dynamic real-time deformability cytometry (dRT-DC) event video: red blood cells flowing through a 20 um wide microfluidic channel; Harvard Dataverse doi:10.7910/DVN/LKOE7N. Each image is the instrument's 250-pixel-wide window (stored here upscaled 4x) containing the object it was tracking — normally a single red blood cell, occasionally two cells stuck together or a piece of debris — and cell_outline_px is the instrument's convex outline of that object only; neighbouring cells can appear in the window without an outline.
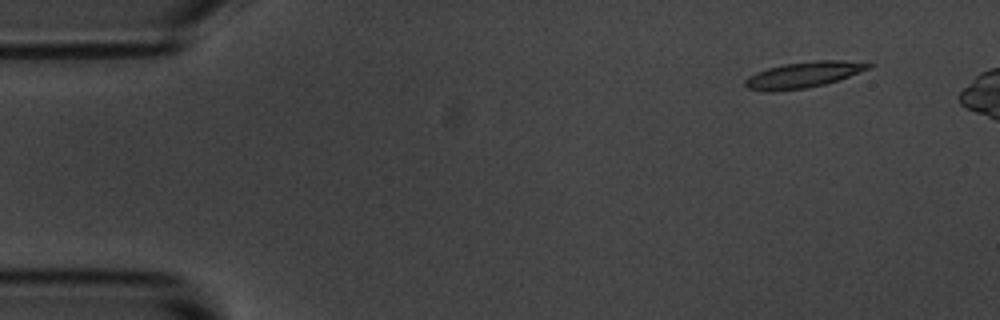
{"species": "common noctule bat (a hibernating species)", "species_latin": "Nyctalus noctula", "temperature_condition": "room temperature", "stored_images_in_passage": 46, "camera_frame_rate_fps": 3000, "um_per_image_px": 0.085, "animal": {"sex": "male", "body_mass_g": 20.1, "forearm_length_mm": 53.5}, "frame": {"image": 1, "passage_image": 1, "time_ms": 0.0, "image_size_px": [1000, 320], "cell_outline_px": [[876, 64], [868, 68], [848, 76], [824, 84], [808, 88], [772, 92], [764, 92], [748, 88], [744, 84], [744, 80], [748, 76], [756, 72], [768, 68], [784, 64], [816, 60], [844, 60]], "centroid_in_image_um": [68.23, 6.36], "position_along_channel_um": 16.8, "area_um2": 18.61}}
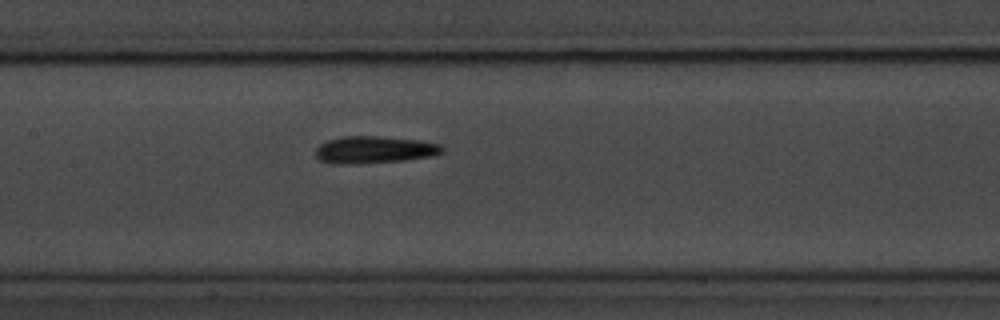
{"frame": {"image": 2, "passage_image": 22, "time_ms": 7.0, "image_size_px": [1000, 320], "cell_outline_px": [[444, 152], [432, 156], [404, 160], [348, 164], [332, 164], [320, 160], [316, 156], [316, 148], [320, 144], [328, 140], [344, 136], [380, 136], [420, 140], [440, 144], [444, 148]], "centroid_in_image_um": [31.83, 12.72], "position_along_channel_um": 175.6, "area_um2": 20.06}}
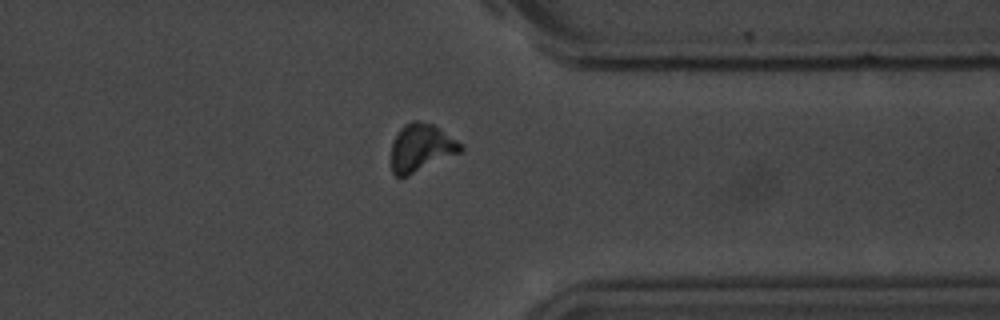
{"frame": {"image": 3, "passage_image": 39, "time_ms": 12.667, "image_size_px": [1000, 320], "cell_outline_px": [[464, 148], [460, 152], [408, 176], [396, 176], [392, 172], [392, 144], [400, 128], [404, 124], [412, 120], [416, 120], [432, 124], [440, 128], [464, 144]], "centroid_in_image_um": [35.82, 12.54], "position_along_channel_um": 375.6, "area_um2": 19.25}}